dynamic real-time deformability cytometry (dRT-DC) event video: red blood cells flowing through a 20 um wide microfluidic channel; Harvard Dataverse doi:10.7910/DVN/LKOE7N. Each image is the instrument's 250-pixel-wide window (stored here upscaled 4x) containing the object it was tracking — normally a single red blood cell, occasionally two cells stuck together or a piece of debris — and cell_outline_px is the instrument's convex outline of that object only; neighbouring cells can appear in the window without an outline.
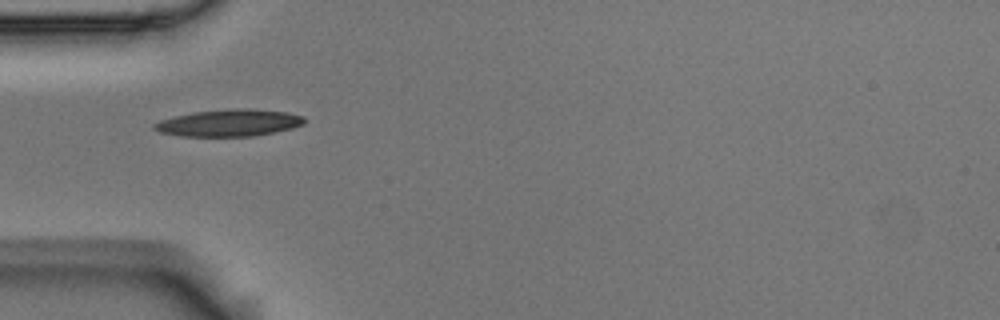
{"species": "Egyptian fruit bat (a non-hibernating species)", "species_latin": "Rousettus aegyptiacus", "temperature_condition": "room temperature", "stored_images_in_passage": 10, "camera_frame_rate_fps": 3000, "um_per_image_px": 0.085, "animal": {"sex": "male"}, "frame": {"image": 1, "passage_image": 4, "time_ms": 1.0, "image_size_px": [1000, 320], "cell_outline_px": [[304, 124], [292, 128], [252, 136], [180, 136], [160, 132], [152, 128], [152, 124], [160, 120], [192, 112], [236, 108], [244, 108], [288, 112], [304, 116]], "centroid_in_image_um": [19.45, 10.44], "position_along_channel_um": 65.5, "area_um2": 23.47}}
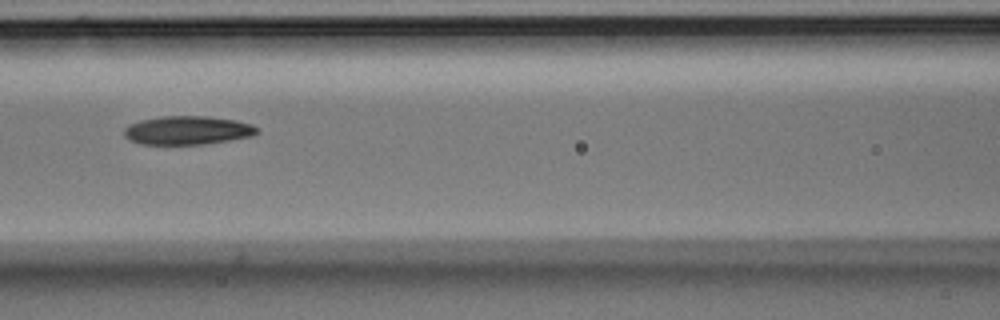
{"frame": {"image": 2, "passage_image": 6, "time_ms": 1.667, "image_size_px": [1000, 320], "cell_outline_px": [[260, 132], [252, 136], [204, 144], [140, 144], [124, 136], [124, 128], [128, 124], [140, 120], [164, 116], [208, 116], [236, 120], [252, 124]], "centroid_in_image_um": [15.94, 11.07], "position_along_channel_um": 150.7, "area_um2": 22.14}}
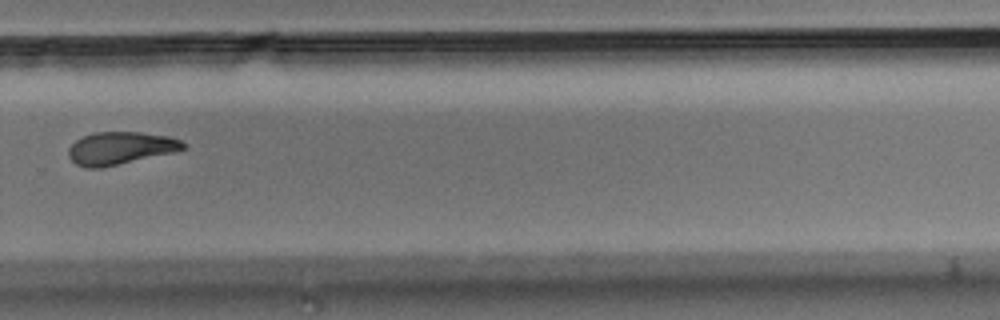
{"frame": {"image": 3, "passage_image": 10, "time_ms": 3.0, "image_size_px": [1000, 320], "cell_outline_px": [[184, 148], [176, 152], [100, 168], [84, 168], [76, 164], [68, 156], [68, 148], [76, 140], [84, 136], [96, 132], [140, 132], [168, 136], [180, 140], [184, 144]], "centroid_in_image_um": [10.21, 12.6], "position_along_channel_um": 319.6, "area_um2": 21.73}}